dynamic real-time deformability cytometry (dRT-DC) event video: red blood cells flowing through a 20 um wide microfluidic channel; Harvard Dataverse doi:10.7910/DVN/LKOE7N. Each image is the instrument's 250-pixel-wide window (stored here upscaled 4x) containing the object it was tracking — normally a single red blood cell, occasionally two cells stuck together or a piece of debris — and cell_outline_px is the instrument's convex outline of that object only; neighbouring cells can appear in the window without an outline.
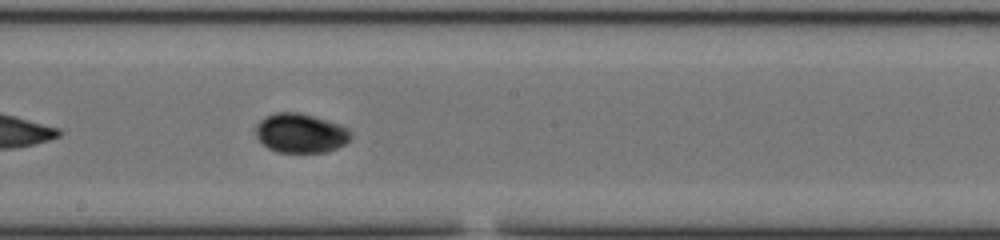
{"species": "common noctule bat (a hibernating species)", "species_latin": "Nyctalus noctula", "temperature_condition": "cold", "stored_images_in_passage": 31, "camera_frame_rate_fps": 3000, "um_per_image_px": 0.085, "animal": {"sex": "male", "body_mass_g": 20.0, "forearm_length_mm": 53.3}, "frame": {"image": 1, "passage_image": 22, "time_ms": 7.0, "image_size_px": [1000, 240], "cell_outline_px": [[352, 136], [344, 144], [328, 152], [276, 152], [268, 148], [256, 136], [256, 124], [264, 116], [276, 112], [300, 112], [340, 124], [348, 128]], "centroid_in_image_um": [25.54, 11.31], "position_along_channel_um": 222.7, "area_um2": 21.85}}